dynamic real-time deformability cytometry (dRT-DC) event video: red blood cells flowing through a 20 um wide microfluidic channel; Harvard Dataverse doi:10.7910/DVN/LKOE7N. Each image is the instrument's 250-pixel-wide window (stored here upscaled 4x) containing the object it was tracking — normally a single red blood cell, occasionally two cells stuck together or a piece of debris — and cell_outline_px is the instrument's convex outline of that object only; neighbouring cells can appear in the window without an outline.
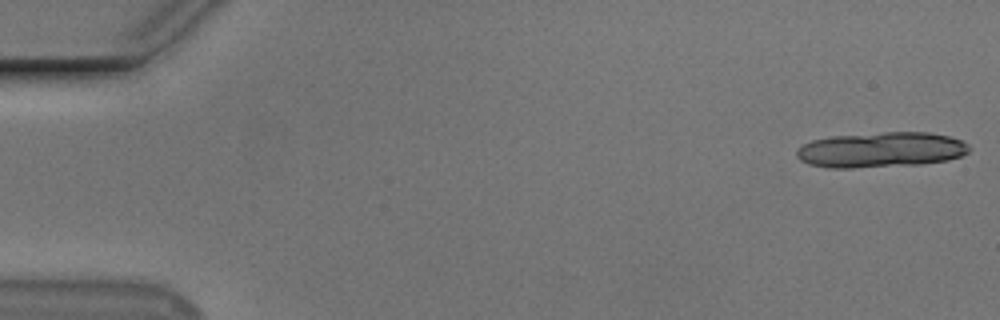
{"species": "Egyptian fruit bat (a non-hibernating species)", "species_latin": "Rousettus aegyptiacus", "temperature_condition": "cold", "stored_images_in_passage": 19, "camera_frame_rate_fps": 3000, "um_per_image_px": 0.085, "animal": {"sex": "male"}, "frame": {"image": 1, "passage_image": 1, "time_ms": 0.0, "image_size_px": [1000, 320], "cell_outline_px": [[972, 148], [968, 152], [960, 156], [948, 160], [920, 164], [852, 168], [828, 168], [808, 164], [800, 160], [796, 156], [796, 148], [812, 140], [832, 136], [884, 132], [928, 132], [948, 136], [960, 140], [968, 144]], "centroid_in_image_um": [74.87, 12.73], "position_along_channel_um": 10.1, "area_um2": 35.66}}